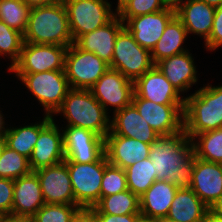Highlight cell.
<instances>
[{
    "label": "cell",
    "mask_w": 222,
    "mask_h": 222,
    "mask_svg": "<svg viewBox=\"0 0 222 222\" xmlns=\"http://www.w3.org/2000/svg\"><path fill=\"white\" fill-rule=\"evenodd\" d=\"M194 157L192 140L185 135L184 129L171 135L159 136L151 144L149 155L156 171V179L178 187L190 186Z\"/></svg>",
    "instance_id": "6da1fadb"
},
{
    "label": "cell",
    "mask_w": 222,
    "mask_h": 222,
    "mask_svg": "<svg viewBox=\"0 0 222 222\" xmlns=\"http://www.w3.org/2000/svg\"><path fill=\"white\" fill-rule=\"evenodd\" d=\"M23 41L66 47L74 43L64 2L31 8Z\"/></svg>",
    "instance_id": "7a4b0ae2"
},
{
    "label": "cell",
    "mask_w": 222,
    "mask_h": 222,
    "mask_svg": "<svg viewBox=\"0 0 222 222\" xmlns=\"http://www.w3.org/2000/svg\"><path fill=\"white\" fill-rule=\"evenodd\" d=\"M183 129L191 140L196 134L222 128V86H206L184 98Z\"/></svg>",
    "instance_id": "3957f363"
},
{
    "label": "cell",
    "mask_w": 222,
    "mask_h": 222,
    "mask_svg": "<svg viewBox=\"0 0 222 222\" xmlns=\"http://www.w3.org/2000/svg\"><path fill=\"white\" fill-rule=\"evenodd\" d=\"M59 112L68 120L67 127L88 129L104 139L110 131L108 113L90 89H70L62 106L56 111Z\"/></svg>",
    "instance_id": "277c9868"
},
{
    "label": "cell",
    "mask_w": 222,
    "mask_h": 222,
    "mask_svg": "<svg viewBox=\"0 0 222 222\" xmlns=\"http://www.w3.org/2000/svg\"><path fill=\"white\" fill-rule=\"evenodd\" d=\"M154 65L151 51L141 47L124 26L117 34L109 67L135 82Z\"/></svg>",
    "instance_id": "5b68a950"
},
{
    "label": "cell",
    "mask_w": 222,
    "mask_h": 222,
    "mask_svg": "<svg viewBox=\"0 0 222 222\" xmlns=\"http://www.w3.org/2000/svg\"><path fill=\"white\" fill-rule=\"evenodd\" d=\"M107 164L105 154L98 161L91 163L66 162L75 205L79 208H93L100 200L101 182Z\"/></svg>",
    "instance_id": "8992f818"
},
{
    "label": "cell",
    "mask_w": 222,
    "mask_h": 222,
    "mask_svg": "<svg viewBox=\"0 0 222 222\" xmlns=\"http://www.w3.org/2000/svg\"><path fill=\"white\" fill-rule=\"evenodd\" d=\"M68 13L70 32L75 41L109 23L117 14L105 0H62Z\"/></svg>",
    "instance_id": "52a82bcc"
},
{
    "label": "cell",
    "mask_w": 222,
    "mask_h": 222,
    "mask_svg": "<svg viewBox=\"0 0 222 222\" xmlns=\"http://www.w3.org/2000/svg\"><path fill=\"white\" fill-rule=\"evenodd\" d=\"M17 75L39 100L45 108L46 115L49 116H52L53 113L56 114L71 89L65 71L54 70Z\"/></svg>",
    "instance_id": "ba28073f"
},
{
    "label": "cell",
    "mask_w": 222,
    "mask_h": 222,
    "mask_svg": "<svg viewBox=\"0 0 222 222\" xmlns=\"http://www.w3.org/2000/svg\"><path fill=\"white\" fill-rule=\"evenodd\" d=\"M109 69V64L96 54L81 50L74 43L68 46L64 70L71 89H91Z\"/></svg>",
    "instance_id": "9c48e42d"
},
{
    "label": "cell",
    "mask_w": 222,
    "mask_h": 222,
    "mask_svg": "<svg viewBox=\"0 0 222 222\" xmlns=\"http://www.w3.org/2000/svg\"><path fill=\"white\" fill-rule=\"evenodd\" d=\"M68 47L60 45L23 43L19 60L9 69L16 74L45 71H65Z\"/></svg>",
    "instance_id": "30bf717a"
},
{
    "label": "cell",
    "mask_w": 222,
    "mask_h": 222,
    "mask_svg": "<svg viewBox=\"0 0 222 222\" xmlns=\"http://www.w3.org/2000/svg\"><path fill=\"white\" fill-rule=\"evenodd\" d=\"M65 162L91 163L105 154V139L93 131L70 126L63 132Z\"/></svg>",
    "instance_id": "8fae6325"
},
{
    "label": "cell",
    "mask_w": 222,
    "mask_h": 222,
    "mask_svg": "<svg viewBox=\"0 0 222 222\" xmlns=\"http://www.w3.org/2000/svg\"><path fill=\"white\" fill-rule=\"evenodd\" d=\"M132 104L141 117L160 136L171 135L183 129L184 105H160L140 98L135 92ZM182 118V119H181Z\"/></svg>",
    "instance_id": "7c38bea8"
},
{
    "label": "cell",
    "mask_w": 222,
    "mask_h": 222,
    "mask_svg": "<svg viewBox=\"0 0 222 222\" xmlns=\"http://www.w3.org/2000/svg\"><path fill=\"white\" fill-rule=\"evenodd\" d=\"M94 98L105 108L115 107V112L132 103L134 82L127 79L119 71L107 70L90 89Z\"/></svg>",
    "instance_id": "4fadbf2b"
},
{
    "label": "cell",
    "mask_w": 222,
    "mask_h": 222,
    "mask_svg": "<svg viewBox=\"0 0 222 222\" xmlns=\"http://www.w3.org/2000/svg\"><path fill=\"white\" fill-rule=\"evenodd\" d=\"M189 187L210 208L222 197V164L194 157Z\"/></svg>",
    "instance_id": "5bb4252c"
},
{
    "label": "cell",
    "mask_w": 222,
    "mask_h": 222,
    "mask_svg": "<svg viewBox=\"0 0 222 222\" xmlns=\"http://www.w3.org/2000/svg\"><path fill=\"white\" fill-rule=\"evenodd\" d=\"M39 179L42 196L49 204H75L66 162L44 167L34 172Z\"/></svg>",
    "instance_id": "9a60e30c"
},
{
    "label": "cell",
    "mask_w": 222,
    "mask_h": 222,
    "mask_svg": "<svg viewBox=\"0 0 222 222\" xmlns=\"http://www.w3.org/2000/svg\"><path fill=\"white\" fill-rule=\"evenodd\" d=\"M175 16L176 12L174 10L165 8L159 12L130 18L124 26L141 47L152 51L162 36L167 24Z\"/></svg>",
    "instance_id": "2e32d148"
},
{
    "label": "cell",
    "mask_w": 222,
    "mask_h": 222,
    "mask_svg": "<svg viewBox=\"0 0 222 222\" xmlns=\"http://www.w3.org/2000/svg\"><path fill=\"white\" fill-rule=\"evenodd\" d=\"M134 92L160 105H184L185 101L156 65L134 82Z\"/></svg>",
    "instance_id": "e0dca14e"
},
{
    "label": "cell",
    "mask_w": 222,
    "mask_h": 222,
    "mask_svg": "<svg viewBox=\"0 0 222 222\" xmlns=\"http://www.w3.org/2000/svg\"><path fill=\"white\" fill-rule=\"evenodd\" d=\"M65 160L63 149V133L52 120L40 133L29 158L32 172L53 166Z\"/></svg>",
    "instance_id": "ac0fdd59"
},
{
    "label": "cell",
    "mask_w": 222,
    "mask_h": 222,
    "mask_svg": "<svg viewBox=\"0 0 222 222\" xmlns=\"http://www.w3.org/2000/svg\"><path fill=\"white\" fill-rule=\"evenodd\" d=\"M150 149L151 144L133 138L119 135L105 137V155L108 163L122 169L149 158Z\"/></svg>",
    "instance_id": "d6986e66"
},
{
    "label": "cell",
    "mask_w": 222,
    "mask_h": 222,
    "mask_svg": "<svg viewBox=\"0 0 222 222\" xmlns=\"http://www.w3.org/2000/svg\"><path fill=\"white\" fill-rule=\"evenodd\" d=\"M110 130L107 135L129 137L147 144H153L160 136L141 117L132 103L114 113Z\"/></svg>",
    "instance_id": "ffe728a7"
},
{
    "label": "cell",
    "mask_w": 222,
    "mask_h": 222,
    "mask_svg": "<svg viewBox=\"0 0 222 222\" xmlns=\"http://www.w3.org/2000/svg\"><path fill=\"white\" fill-rule=\"evenodd\" d=\"M124 25L120 17L116 15L106 25L84 35H80L74 41V44L81 50L96 54L110 65L117 34Z\"/></svg>",
    "instance_id": "44dd1931"
},
{
    "label": "cell",
    "mask_w": 222,
    "mask_h": 222,
    "mask_svg": "<svg viewBox=\"0 0 222 222\" xmlns=\"http://www.w3.org/2000/svg\"><path fill=\"white\" fill-rule=\"evenodd\" d=\"M44 204L40 182L34 172L14 180L12 214L31 218Z\"/></svg>",
    "instance_id": "7402d4cb"
},
{
    "label": "cell",
    "mask_w": 222,
    "mask_h": 222,
    "mask_svg": "<svg viewBox=\"0 0 222 222\" xmlns=\"http://www.w3.org/2000/svg\"><path fill=\"white\" fill-rule=\"evenodd\" d=\"M215 9L201 0H187L176 11V17L186 28L187 34H198L206 42L213 27Z\"/></svg>",
    "instance_id": "603a6c76"
},
{
    "label": "cell",
    "mask_w": 222,
    "mask_h": 222,
    "mask_svg": "<svg viewBox=\"0 0 222 222\" xmlns=\"http://www.w3.org/2000/svg\"><path fill=\"white\" fill-rule=\"evenodd\" d=\"M188 51L162 59L155 65L178 92H184L197 82V71Z\"/></svg>",
    "instance_id": "cb8c5ba5"
},
{
    "label": "cell",
    "mask_w": 222,
    "mask_h": 222,
    "mask_svg": "<svg viewBox=\"0 0 222 222\" xmlns=\"http://www.w3.org/2000/svg\"><path fill=\"white\" fill-rule=\"evenodd\" d=\"M178 186L168 181L156 180L139 197L140 214L152 218H166Z\"/></svg>",
    "instance_id": "d4e9b609"
},
{
    "label": "cell",
    "mask_w": 222,
    "mask_h": 222,
    "mask_svg": "<svg viewBox=\"0 0 222 222\" xmlns=\"http://www.w3.org/2000/svg\"><path fill=\"white\" fill-rule=\"evenodd\" d=\"M208 209L190 187H179L166 218L175 222H200Z\"/></svg>",
    "instance_id": "484cf974"
},
{
    "label": "cell",
    "mask_w": 222,
    "mask_h": 222,
    "mask_svg": "<svg viewBox=\"0 0 222 222\" xmlns=\"http://www.w3.org/2000/svg\"><path fill=\"white\" fill-rule=\"evenodd\" d=\"M53 120L52 116L45 115L41 123L20 128L6 129L3 143L18 154L30 158L38 140L39 133Z\"/></svg>",
    "instance_id": "4316f807"
},
{
    "label": "cell",
    "mask_w": 222,
    "mask_h": 222,
    "mask_svg": "<svg viewBox=\"0 0 222 222\" xmlns=\"http://www.w3.org/2000/svg\"><path fill=\"white\" fill-rule=\"evenodd\" d=\"M187 30L182 22L175 16L166 26L162 36L151 51L153 63L177 55L188 50L182 48L187 36Z\"/></svg>",
    "instance_id": "83f0119b"
},
{
    "label": "cell",
    "mask_w": 222,
    "mask_h": 222,
    "mask_svg": "<svg viewBox=\"0 0 222 222\" xmlns=\"http://www.w3.org/2000/svg\"><path fill=\"white\" fill-rule=\"evenodd\" d=\"M94 213L111 215L140 214L139 197L129 189L110 196L101 197L98 203L90 208Z\"/></svg>",
    "instance_id": "f1b7e54d"
},
{
    "label": "cell",
    "mask_w": 222,
    "mask_h": 222,
    "mask_svg": "<svg viewBox=\"0 0 222 222\" xmlns=\"http://www.w3.org/2000/svg\"><path fill=\"white\" fill-rule=\"evenodd\" d=\"M125 170L127 187L140 197L157 180L156 171L150 158L135 162Z\"/></svg>",
    "instance_id": "f546056e"
},
{
    "label": "cell",
    "mask_w": 222,
    "mask_h": 222,
    "mask_svg": "<svg viewBox=\"0 0 222 222\" xmlns=\"http://www.w3.org/2000/svg\"><path fill=\"white\" fill-rule=\"evenodd\" d=\"M198 137L199 142L194 139ZM195 157L207 161L222 164V128L196 134L192 139Z\"/></svg>",
    "instance_id": "4dcf8cb0"
},
{
    "label": "cell",
    "mask_w": 222,
    "mask_h": 222,
    "mask_svg": "<svg viewBox=\"0 0 222 222\" xmlns=\"http://www.w3.org/2000/svg\"><path fill=\"white\" fill-rule=\"evenodd\" d=\"M31 172L29 159L2 143L0 146V178L16 180Z\"/></svg>",
    "instance_id": "1f68e13d"
},
{
    "label": "cell",
    "mask_w": 222,
    "mask_h": 222,
    "mask_svg": "<svg viewBox=\"0 0 222 222\" xmlns=\"http://www.w3.org/2000/svg\"><path fill=\"white\" fill-rule=\"evenodd\" d=\"M31 8L23 0H0V20L24 34Z\"/></svg>",
    "instance_id": "d6a6232c"
},
{
    "label": "cell",
    "mask_w": 222,
    "mask_h": 222,
    "mask_svg": "<svg viewBox=\"0 0 222 222\" xmlns=\"http://www.w3.org/2000/svg\"><path fill=\"white\" fill-rule=\"evenodd\" d=\"M80 208L75 204L45 203L32 217L33 222H69Z\"/></svg>",
    "instance_id": "836d02e7"
},
{
    "label": "cell",
    "mask_w": 222,
    "mask_h": 222,
    "mask_svg": "<svg viewBox=\"0 0 222 222\" xmlns=\"http://www.w3.org/2000/svg\"><path fill=\"white\" fill-rule=\"evenodd\" d=\"M23 43V34L0 20V55L8 53L11 57L12 64L9 69L19 60Z\"/></svg>",
    "instance_id": "e575fe53"
},
{
    "label": "cell",
    "mask_w": 222,
    "mask_h": 222,
    "mask_svg": "<svg viewBox=\"0 0 222 222\" xmlns=\"http://www.w3.org/2000/svg\"><path fill=\"white\" fill-rule=\"evenodd\" d=\"M128 190L125 170L107 164L101 182V197Z\"/></svg>",
    "instance_id": "d590c367"
},
{
    "label": "cell",
    "mask_w": 222,
    "mask_h": 222,
    "mask_svg": "<svg viewBox=\"0 0 222 222\" xmlns=\"http://www.w3.org/2000/svg\"><path fill=\"white\" fill-rule=\"evenodd\" d=\"M165 9L161 0H131L117 15L125 23L130 18Z\"/></svg>",
    "instance_id": "8d00e7d4"
},
{
    "label": "cell",
    "mask_w": 222,
    "mask_h": 222,
    "mask_svg": "<svg viewBox=\"0 0 222 222\" xmlns=\"http://www.w3.org/2000/svg\"><path fill=\"white\" fill-rule=\"evenodd\" d=\"M14 180L0 178V214L12 212Z\"/></svg>",
    "instance_id": "74e56055"
},
{
    "label": "cell",
    "mask_w": 222,
    "mask_h": 222,
    "mask_svg": "<svg viewBox=\"0 0 222 222\" xmlns=\"http://www.w3.org/2000/svg\"><path fill=\"white\" fill-rule=\"evenodd\" d=\"M220 45H222V5L215 9L213 27L209 39L205 42V46L211 51Z\"/></svg>",
    "instance_id": "f35d334b"
},
{
    "label": "cell",
    "mask_w": 222,
    "mask_h": 222,
    "mask_svg": "<svg viewBox=\"0 0 222 222\" xmlns=\"http://www.w3.org/2000/svg\"><path fill=\"white\" fill-rule=\"evenodd\" d=\"M96 215L97 222H136L140 214H128V215H111L106 213H94Z\"/></svg>",
    "instance_id": "ab89813d"
},
{
    "label": "cell",
    "mask_w": 222,
    "mask_h": 222,
    "mask_svg": "<svg viewBox=\"0 0 222 222\" xmlns=\"http://www.w3.org/2000/svg\"><path fill=\"white\" fill-rule=\"evenodd\" d=\"M69 222H97V220L91 209L80 208Z\"/></svg>",
    "instance_id": "60d3db41"
},
{
    "label": "cell",
    "mask_w": 222,
    "mask_h": 222,
    "mask_svg": "<svg viewBox=\"0 0 222 222\" xmlns=\"http://www.w3.org/2000/svg\"><path fill=\"white\" fill-rule=\"evenodd\" d=\"M31 218L12 213L0 214V222H29Z\"/></svg>",
    "instance_id": "b9f144b4"
},
{
    "label": "cell",
    "mask_w": 222,
    "mask_h": 222,
    "mask_svg": "<svg viewBox=\"0 0 222 222\" xmlns=\"http://www.w3.org/2000/svg\"><path fill=\"white\" fill-rule=\"evenodd\" d=\"M200 222H222V218L209 208Z\"/></svg>",
    "instance_id": "7bdbcfd3"
},
{
    "label": "cell",
    "mask_w": 222,
    "mask_h": 222,
    "mask_svg": "<svg viewBox=\"0 0 222 222\" xmlns=\"http://www.w3.org/2000/svg\"><path fill=\"white\" fill-rule=\"evenodd\" d=\"M30 8L53 4L62 0H23Z\"/></svg>",
    "instance_id": "ee69618b"
},
{
    "label": "cell",
    "mask_w": 222,
    "mask_h": 222,
    "mask_svg": "<svg viewBox=\"0 0 222 222\" xmlns=\"http://www.w3.org/2000/svg\"><path fill=\"white\" fill-rule=\"evenodd\" d=\"M164 7L174 10L175 12L182 6L183 0H161Z\"/></svg>",
    "instance_id": "f6af8a7d"
},
{
    "label": "cell",
    "mask_w": 222,
    "mask_h": 222,
    "mask_svg": "<svg viewBox=\"0 0 222 222\" xmlns=\"http://www.w3.org/2000/svg\"><path fill=\"white\" fill-rule=\"evenodd\" d=\"M210 209L222 218V197L216 201Z\"/></svg>",
    "instance_id": "bcb514c9"
},
{
    "label": "cell",
    "mask_w": 222,
    "mask_h": 222,
    "mask_svg": "<svg viewBox=\"0 0 222 222\" xmlns=\"http://www.w3.org/2000/svg\"><path fill=\"white\" fill-rule=\"evenodd\" d=\"M136 222H159V219L147 217L142 214H140L136 220Z\"/></svg>",
    "instance_id": "7dc6e473"
},
{
    "label": "cell",
    "mask_w": 222,
    "mask_h": 222,
    "mask_svg": "<svg viewBox=\"0 0 222 222\" xmlns=\"http://www.w3.org/2000/svg\"><path fill=\"white\" fill-rule=\"evenodd\" d=\"M131 0H118V5L116 8V14H118L125 6H127Z\"/></svg>",
    "instance_id": "c3c4849f"
},
{
    "label": "cell",
    "mask_w": 222,
    "mask_h": 222,
    "mask_svg": "<svg viewBox=\"0 0 222 222\" xmlns=\"http://www.w3.org/2000/svg\"><path fill=\"white\" fill-rule=\"evenodd\" d=\"M207 3L208 5L217 8L222 5V0H201Z\"/></svg>",
    "instance_id": "681fc988"
},
{
    "label": "cell",
    "mask_w": 222,
    "mask_h": 222,
    "mask_svg": "<svg viewBox=\"0 0 222 222\" xmlns=\"http://www.w3.org/2000/svg\"><path fill=\"white\" fill-rule=\"evenodd\" d=\"M2 115L0 113V138H3L4 137V133L6 132V129L4 128V121L2 119Z\"/></svg>",
    "instance_id": "f907efd6"
},
{
    "label": "cell",
    "mask_w": 222,
    "mask_h": 222,
    "mask_svg": "<svg viewBox=\"0 0 222 222\" xmlns=\"http://www.w3.org/2000/svg\"><path fill=\"white\" fill-rule=\"evenodd\" d=\"M159 222H175V221L170 220L168 218H161V219H159Z\"/></svg>",
    "instance_id": "816d5d0a"
},
{
    "label": "cell",
    "mask_w": 222,
    "mask_h": 222,
    "mask_svg": "<svg viewBox=\"0 0 222 222\" xmlns=\"http://www.w3.org/2000/svg\"><path fill=\"white\" fill-rule=\"evenodd\" d=\"M3 143V138H0V146L2 145Z\"/></svg>",
    "instance_id": "f5cc1de1"
}]
</instances>
